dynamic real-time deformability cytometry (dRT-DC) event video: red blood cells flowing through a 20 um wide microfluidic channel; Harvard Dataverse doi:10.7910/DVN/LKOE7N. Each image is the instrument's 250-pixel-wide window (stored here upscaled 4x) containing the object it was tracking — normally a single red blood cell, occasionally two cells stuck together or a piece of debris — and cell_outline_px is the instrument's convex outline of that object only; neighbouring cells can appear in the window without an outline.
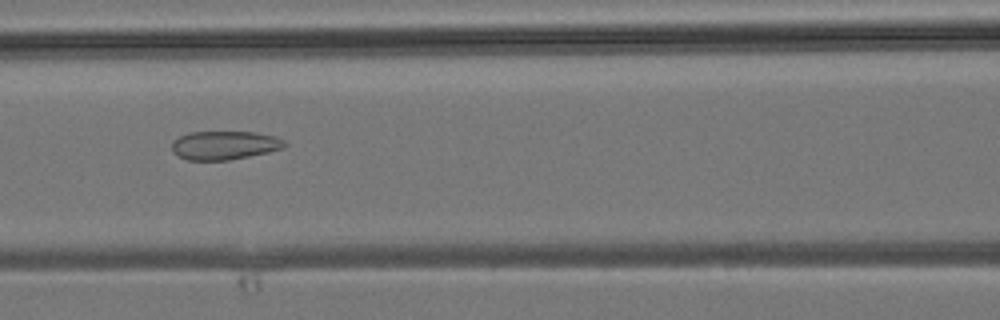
{"species": "common noctule bat (a hibernating species)", "species_latin": "Nyctalus noctula", "temperature_condition": "room temperature", "stored_images_in_passage": 37, "camera_frame_rate_fps": 3000, "um_per_image_px": 0.085, "animal": {"sex": "male", "body_mass_g": 19.2, "forearm_length_mm": 51.8}, "frame": {"image": 1, "passage_image": 18, "time_ms": 5.667, "image_size_px": [1000, 320], "cell_outline_px": [[288, 144], [284, 148], [268, 152], [228, 160], [188, 160], [172, 152], [172, 140], [180, 136], [192, 132], [252, 132], [272, 136], [284, 140]], "centroid_in_image_um": [19.07, 12.35], "position_along_channel_um": 147.5, "area_um2": 18.67}}
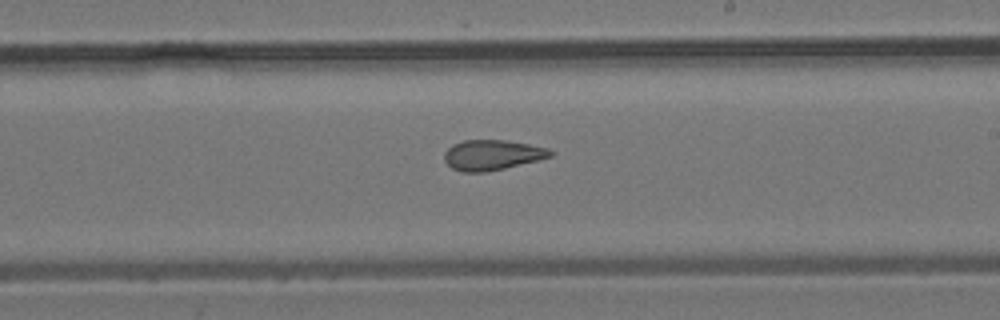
{"frame": {"image": 2, "passage_image": 24, "time_ms": 7.667, "image_size_px": [1000, 320], "cell_outline_px": [[556, 152], [552, 156], [504, 168], [484, 172], [464, 172], [452, 168], [444, 160], [444, 152], [452, 144], [464, 140], [504, 140], [528, 144], [548, 148]], "centroid_in_image_um": [41.82, 13.16], "position_along_channel_um": 247.2, "area_um2": 18.55}}
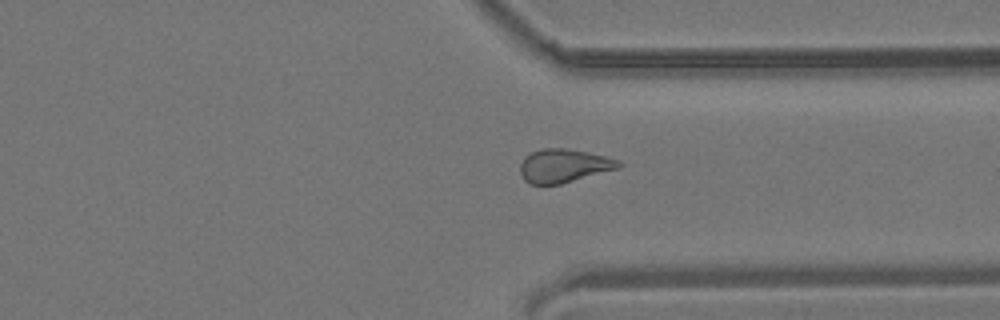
{"frame": {"image": 3, "passage_image": 31, "time_ms": 10.0, "image_size_px": [1000, 320], "cell_outline_px": [[624, 164], [620, 168], [560, 184], [532, 184], [524, 180], [520, 172], [520, 164], [524, 156], [540, 148], [568, 148], [588, 152], [620, 160]], "centroid_in_image_um": [47.93, 14.07], "position_along_channel_um": 363.5, "area_um2": 19.36}}